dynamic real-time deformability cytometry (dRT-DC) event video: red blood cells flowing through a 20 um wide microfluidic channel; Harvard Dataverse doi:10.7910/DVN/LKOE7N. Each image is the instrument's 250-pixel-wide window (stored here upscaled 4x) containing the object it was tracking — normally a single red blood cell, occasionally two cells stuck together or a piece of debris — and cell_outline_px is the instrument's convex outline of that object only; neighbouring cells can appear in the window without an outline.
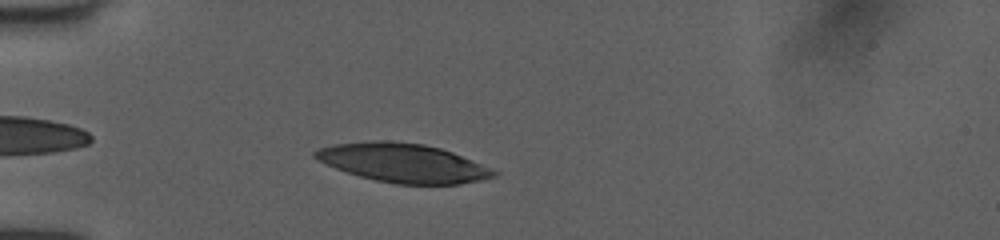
{"species": "human", "species_latin": "Homo sapiens", "temperature_condition": "room temperature", "stored_images_in_passage": 40, "camera_frame_rate_fps": 3000, "um_per_image_px": 0.085, "donor": {"sex": "female"}, "frame": {"image": 1, "passage_image": 4, "time_ms": 1.0, "image_size_px": [1000, 240], "cell_outline_px": [[500, 172], [496, 176], [480, 180], [460, 184], [396, 184], [376, 180], [360, 176], [336, 168], [312, 156], [312, 152], [320, 148], [332, 144], [376, 140], [384, 140], [424, 144], [440, 148], [452, 152], [492, 168]], "centroid_in_image_um": [34.28, 13.84], "position_along_channel_um": 50.7, "area_um2": 40.23}}
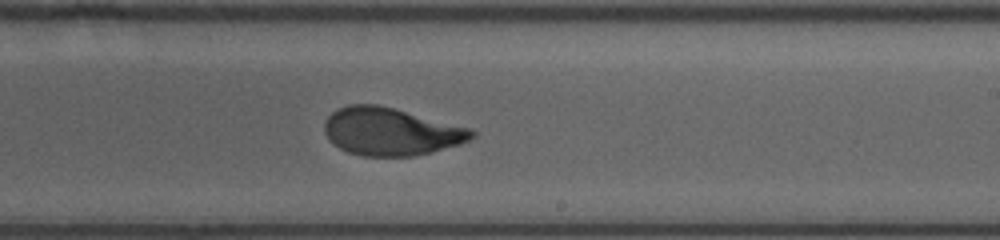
{"frame": {"image": 2, "passage_image": 21, "time_ms": 6.667, "image_size_px": [1000, 240], "cell_outline_px": [[476, 136], [460, 144], [432, 152], [412, 156], [364, 156], [348, 152], [332, 144], [328, 140], [324, 132], [324, 120], [336, 108], [348, 104], [376, 104], [472, 128], [476, 132]], "centroid_in_image_um": [33.19, 11.18], "position_along_channel_um": 255.8, "area_um2": 41.1}}
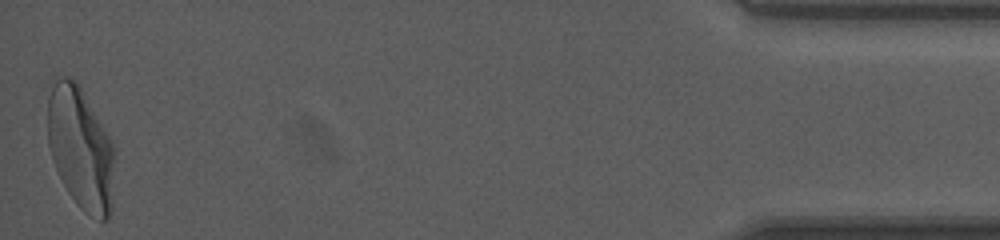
{"frame": {"image": 3, "passage_image": 40, "time_ms": 13.0, "image_size_px": [1000, 240], "cell_outline_px": [[116, 152], [112, 208], [108, 220], [100, 220], [84, 212], [76, 204], [68, 192], [52, 160], [48, 144], [48, 96], [52, 76], [72, 76], [80, 84], [108, 136]], "centroid_in_image_um": [6.85, 12.57], "position_along_channel_um": 428.3, "area_um2": 48.61}, "authors_computed_cell_mechanics": {"area_um2": 41.7316, "velocity_mm_per_s": 4.0088, "shape_relaxation_time_tau1_ms": 3.6795, "shape_relaxation_time_tau2_ms": 0.9124, "deformation_change_tau1": 0.2067, "deformation_change_tau2": 0.0678}}